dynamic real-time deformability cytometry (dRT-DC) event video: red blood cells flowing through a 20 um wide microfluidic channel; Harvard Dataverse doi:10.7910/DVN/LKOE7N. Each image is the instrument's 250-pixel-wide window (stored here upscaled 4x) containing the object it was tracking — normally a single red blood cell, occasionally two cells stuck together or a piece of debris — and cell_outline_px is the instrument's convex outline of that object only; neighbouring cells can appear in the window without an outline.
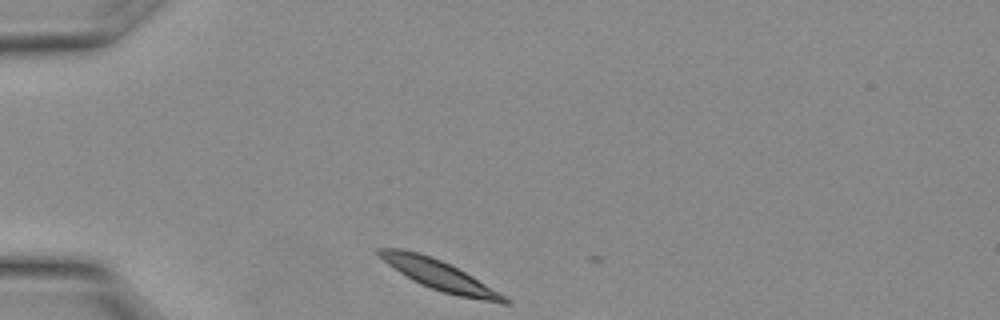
{"species": "Egyptian fruit bat (a non-hibernating species)", "species_latin": "Rousettus aegyptiacus", "temperature_condition": "warm", "stored_images_in_passage": 4, "camera_frame_rate_fps": 3000, "um_per_image_px": 0.085, "animal": {"sex": "female"}, "frame": {"image": 1, "passage_image": 1, "time_ms": 0.0, "image_size_px": [1000, 320], "cell_outline_px": [[512, 304], [500, 304], [460, 296], [444, 292], [420, 284], [412, 280], [388, 264], [376, 252], [376, 248], [400, 248], [420, 252], [440, 260], [472, 276], [512, 300]], "centroid_in_image_um": [37.37, 23.4], "position_along_channel_um": 47.6, "area_um2": 21.5}}